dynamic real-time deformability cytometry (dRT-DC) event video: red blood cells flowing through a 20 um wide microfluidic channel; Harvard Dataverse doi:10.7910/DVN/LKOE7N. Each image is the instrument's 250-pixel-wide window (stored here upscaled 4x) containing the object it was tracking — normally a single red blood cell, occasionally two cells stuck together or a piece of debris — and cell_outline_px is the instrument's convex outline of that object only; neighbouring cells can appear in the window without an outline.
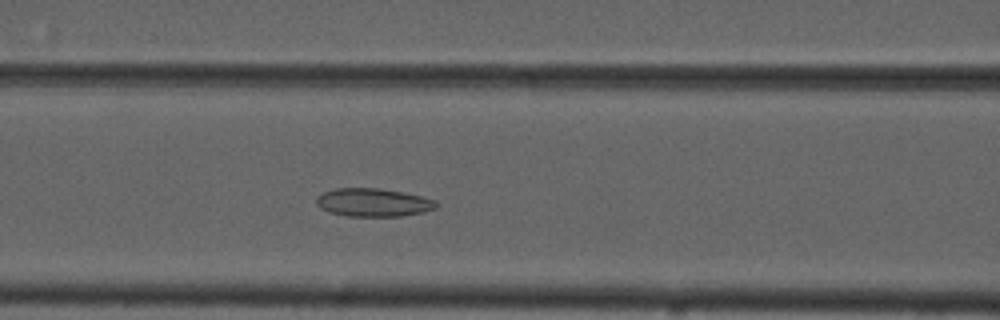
{"species": "common noctule bat (a hibernating species)", "species_latin": "Nyctalus noctula", "temperature_condition": "cold", "stored_images_in_passage": 43, "camera_frame_rate_fps": 3000, "um_per_image_px": 0.085, "animal": {"sex": "male", "forearm_length_mm": 52.5}, "frame": {"image": 1, "passage_image": 16, "time_ms": 5.0, "image_size_px": [1000, 320], "cell_outline_px": [[440, 204], [436, 208], [424, 212], [400, 216], [348, 216], [328, 212], [320, 208], [316, 204], [316, 196], [324, 192], [336, 188], [380, 188], [420, 196], [436, 200]], "centroid_in_image_um": [31.72, 17.21], "position_along_channel_um": 134.9, "area_um2": 19.77}}
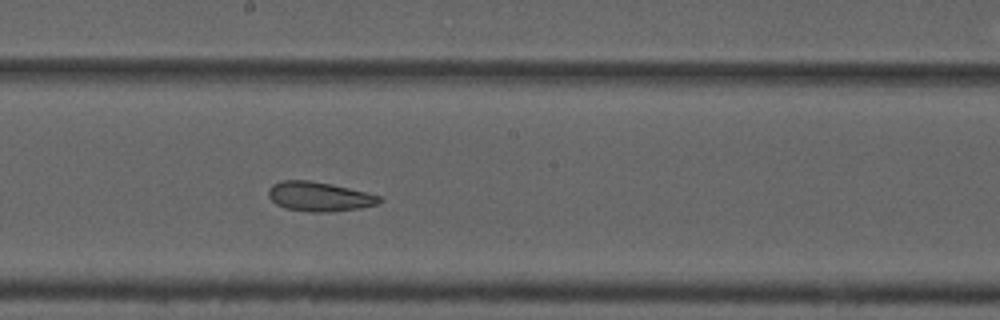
{"frame": {"image": 2, "passage_image": 23, "time_ms": 7.333, "image_size_px": [1000, 320], "cell_outline_px": [[384, 200], [380, 204], [360, 208], [332, 212], [312, 212], [288, 208], [276, 204], [268, 196], [268, 188], [272, 184], [284, 180], [308, 180], [332, 184], [380, 196]], "centroid_in_image_um": [27.15, 16.71], "position_along_channel_um": 221.0, "area_um2": 19.02}}
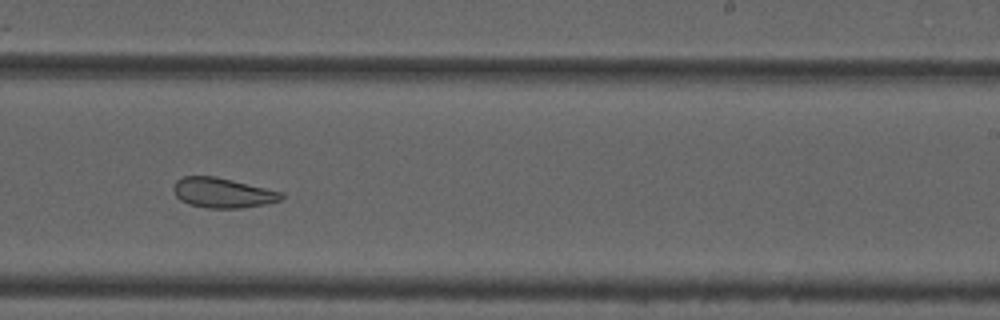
{"frame": {"image": 3, "passage_image": 27, "time_ms": 8.667, "image_size_px": [1000, 320], "cell_outline_px": [[284, 200], [264, 204], [240, 208], [208, 208], [188, 204], [180, 200], [172, 192], [172, 188], [176, 180], [184, 176], [216, 176], [284, 192]], "centroid_in_image_um": [18.93, 16.38], "position_along_channel_um": 270.1, "area_um2": 19.07}, "authors_computed_cell_mechanics": {"area_um2": 20.8658, "velocity_mm_per_s": 3.7001, "shape_relaxation_time_tau1_ms": null, "shape_relaxation_time_tau2_ms": 2.5639, "deformation_change_tau1": null, "deformation_change_tau2": 0.0908}}